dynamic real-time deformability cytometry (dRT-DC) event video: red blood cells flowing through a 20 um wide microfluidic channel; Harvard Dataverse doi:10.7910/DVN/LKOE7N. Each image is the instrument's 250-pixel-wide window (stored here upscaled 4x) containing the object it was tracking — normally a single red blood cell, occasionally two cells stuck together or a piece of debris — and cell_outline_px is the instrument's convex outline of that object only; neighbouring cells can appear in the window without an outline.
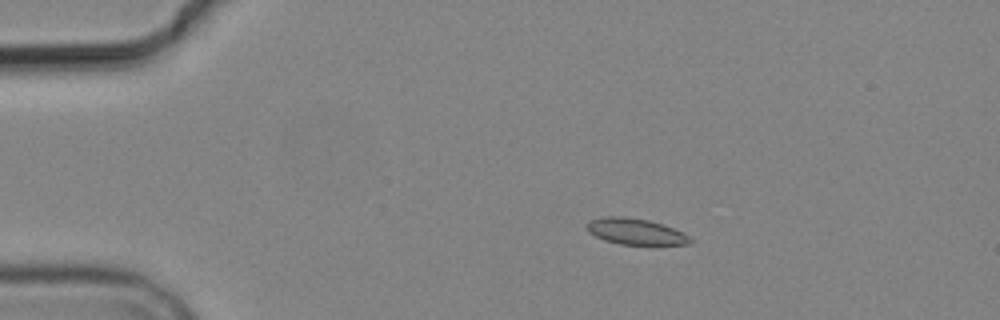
{"species": "common noctule bat (a hibernating species)", "species_latin": "Nyctalus noctula", "temperature_condition": "cold", "stored_images_in_passage": 6, "camera_frame_rate_fps": 3000, "um_per_image_px": 0.085, "animal": {"sex": "male", "body_mass_g": 19.2, "forearm_length_mm": 51.8}, "frame": {"image": 1, "passage_image": 4, "time_ms": 3.667, "image_size_px": [1000, 320], "cell_outline_px": [[692, 244], [648, 248], [620, 244], [604, 240], [588, 232], [588, 220], [604, 216], [624, 216], [648, 220], [672, 228], [688, 236], [692, 240]], "centroid_in_image_um": [54.07, 19.74], "position_along_channel_um": 30.9, "area_um2": 16.47}}